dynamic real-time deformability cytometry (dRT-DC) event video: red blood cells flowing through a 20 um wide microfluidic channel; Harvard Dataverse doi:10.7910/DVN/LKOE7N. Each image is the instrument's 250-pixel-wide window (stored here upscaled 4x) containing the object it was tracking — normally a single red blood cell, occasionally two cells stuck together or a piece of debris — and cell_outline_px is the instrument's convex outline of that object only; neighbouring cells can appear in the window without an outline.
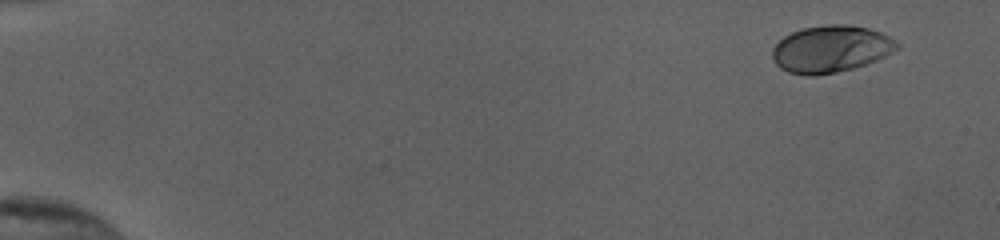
{"species": "human", "species_latin": "Homo sapiens", "temperature_condition": "cold", "stored_images_in_passage": 44, "camera_frame_rate_fps": 3000, "um_per_image_px": 0.085, "donor": {"sex": "female"}, "frame": {"image": 1, "passage_image": 1, "time_ms": 0.0, "image_size_px": [1000, 240], "cell_outline_px": [[900, 48], [876, 60], [852, 68], [836, 72], [812, 76], [808, 76], [788, 72], [780, 68], [776, 64], [772, 56], [772, 48], [784, 36], [792, 32], [804, 28], [828, 24], [844, 24], [868, 28], [880, 32], [896, 40], [900, 44]], "centroid_in_image_um": [70.62, 4.16], "position_along_channel_um": 14.4, "area_um2": 33.99}}
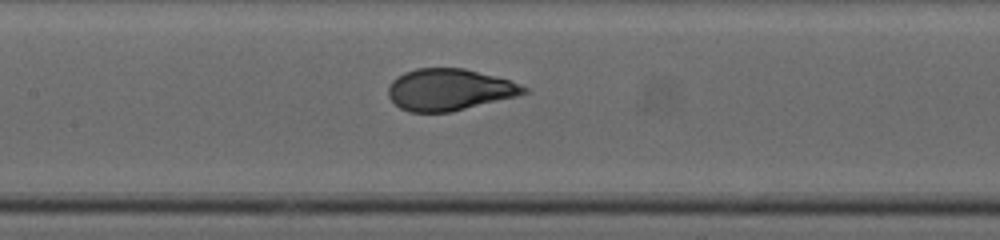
{"frame": {"image": 2, "passage_image": 25, "time_ms": 8.0, "image_size_px": [1000, 240], "cell_outline_px": [[528, 92], [516, 96], [452, 112], [408, 112], [400, 108], [388, 96], [388, 88], [392, 80], [396, 76], [404, 72], [416, 68], [464, 68], [508, 80], [520, 84], [528, 88]], "centroid_in_image_um": [38.16, 7.62], "position_along_channel_um": 169.2, "area_um2": 32.83}}
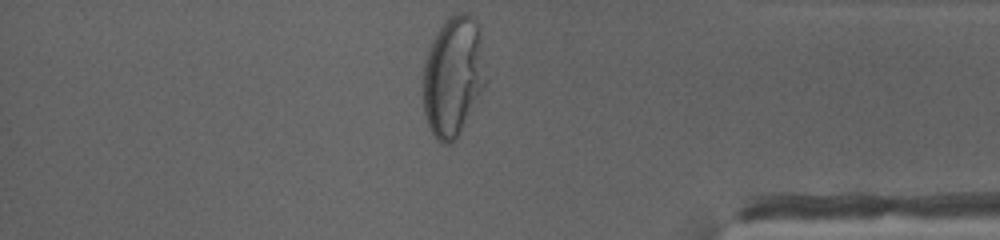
{"frame": {"image": 3, "passage_image": 44, "time_ms": 14.333, "image_size_px": [1000, 240], "cell_outline_px": [[488, 80], [456, 140], [452, 144], [440, 144], [436, 140], [428, 124], [424, 112], [424, 64], [428, 48], [436, 32], [444, 20], [448, 16], [456, 12], [464, 12], [472, 16], [476, 20], [480, 32]], "centroid_in_image_um": [38.54, 6.47], "position_along_channel_um": 396.7, "area_um2": 44.39}, "authors_computed_cell_mechanics": {"area_um2": 33.2061, "velocity_mm_per_s": 3.8804, "shape_relaxation_time_tau1_ms": 4.2714, "shape_relaxation_time_tau2_ms": null, "deformation_change_tau1": 0.2004, "deformation_change_tau2": null}}